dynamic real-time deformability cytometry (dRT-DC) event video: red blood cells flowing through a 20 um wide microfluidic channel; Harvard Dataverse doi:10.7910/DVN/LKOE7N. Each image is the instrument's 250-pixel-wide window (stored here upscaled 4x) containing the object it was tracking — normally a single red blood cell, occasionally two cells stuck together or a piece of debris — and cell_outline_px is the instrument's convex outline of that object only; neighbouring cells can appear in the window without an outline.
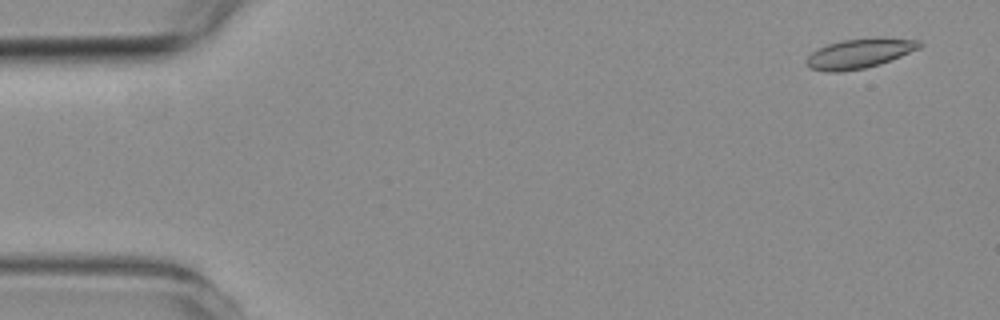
{"species": "common noctule bat (a hibernating species)", "species_latin": "Nyctalus noctula", "temperature_condition": "room temperature", "stored_images_in_passage": 4, "camera_frame_rate_fps": 3000, "um_per_image_px": 0.085, "animal": {"sex": "female", "body_mass_g": 19.3, "forearm_length_mm": 54.1}, "frame": {"image": 1, "passage_image": 1, "time_ms": 0.0, "image_size_px": [1000, 320], "cell_outline_px": [[924, 44], [920, 48], [880, 64], [864, 68], [840, 72], [828, 72], [808, 68], [808, 56], [812, 52], [828, 44], [844, 40], [920, 40]], "centroid_in_image_um": [73.01, 4.6], "position_along_channel_um": 12.0, "area_um2": 18.5}}